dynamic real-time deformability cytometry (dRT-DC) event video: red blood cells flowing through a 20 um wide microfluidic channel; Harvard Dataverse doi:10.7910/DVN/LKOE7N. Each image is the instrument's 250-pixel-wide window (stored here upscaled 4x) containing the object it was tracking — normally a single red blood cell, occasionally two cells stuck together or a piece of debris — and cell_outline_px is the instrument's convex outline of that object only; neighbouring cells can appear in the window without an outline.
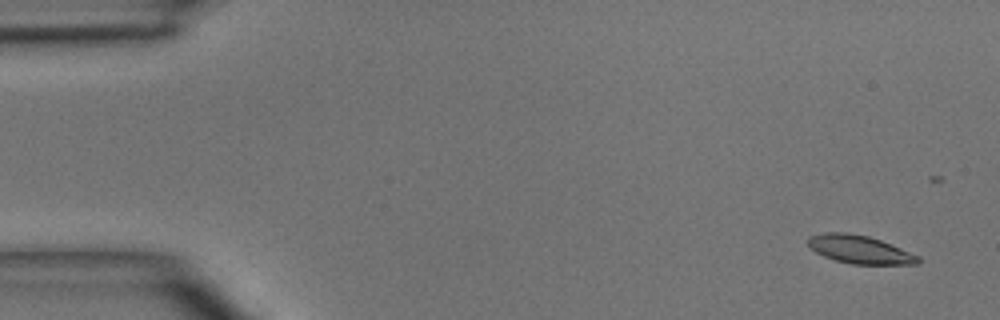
{"species": "common noctule bat (a hibernating species)", "species_latin": "Nyctalus noctula", "temperature_condition": "room temperature", "stored_images_in_passage": 6, "camera_frame_rate_fps": 3000, "um_per_image_px": 0.085, "animal": {"sex": "male", "body_mass_g": 15.6}, "frame": {"image": 1, "passage_image": 1, "time_ms": 0.0, "image_size_px": [1000, 320], "cell_outline_px": [[920, 264], [852, 264], [836, 260], [824, 256], [816, 252], [808, 244], [808, 236], [824, 232], [848, 232], [868, 236], [892, 244], [920, 256]], "centroid_in_image_um": [73.09, 21.19], "position_along_channel_um": 11.9, "area_um2": 18.09}}